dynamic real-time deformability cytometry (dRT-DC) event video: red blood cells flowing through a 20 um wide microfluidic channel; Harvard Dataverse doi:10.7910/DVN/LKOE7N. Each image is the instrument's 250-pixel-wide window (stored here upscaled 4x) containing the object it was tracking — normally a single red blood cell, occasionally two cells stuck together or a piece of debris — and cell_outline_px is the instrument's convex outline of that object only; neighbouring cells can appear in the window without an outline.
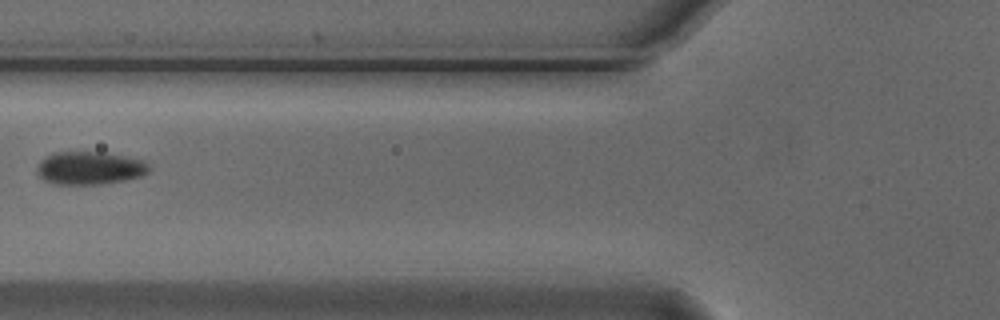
{"species": "Egyptian fruit bat (a non-hibernating species)", "species_latin": "Rousettus aegyptiacus", "temperature_condition": "cold", "stored_images_in_passage": 5, "camera_frame_rate_fps": 3000, "um_per_image_px": 0.085, "animal": {"sex": "male"}, "frame": {"image": 1, "passage_image": 5, "time_ms": 1.333, "image_size_px": [1000, 320], "cell_outline_px": [[148, 172], [140, 176], [124, 180], [100, 184], [52, 184], [44, 180], [36, 172], [36, 168], [40, 160], [44, 156], [52, 152], [104, 152], [144, 160], [148, 164]], "centroid_in_image_um": [7.56, 14.27], "position_along_channel_um": 118.2, "area_um2": 21.62}}